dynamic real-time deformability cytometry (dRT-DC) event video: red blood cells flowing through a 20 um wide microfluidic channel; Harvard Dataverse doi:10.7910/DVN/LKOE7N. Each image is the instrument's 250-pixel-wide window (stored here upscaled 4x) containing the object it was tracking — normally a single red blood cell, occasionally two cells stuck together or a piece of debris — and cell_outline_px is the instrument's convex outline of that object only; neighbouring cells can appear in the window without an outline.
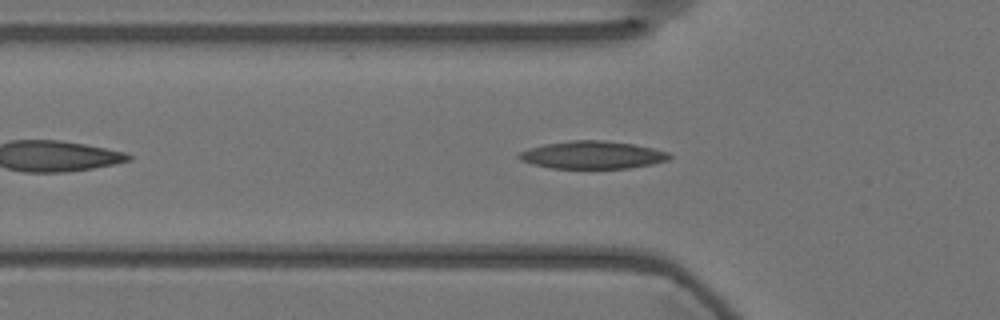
{"species": "Egyptian fruit bat (a non-hibernating species)", "species_latin": "Rousettus aegyptiacus", "temperature_condition": "warm", "stored_images_in_passage": 46, "camera_frame_rate_fps": 3000, "um_per_image_px": 0.085, "animal": {"sex": "female"}, "frame": {"image": 1, "passage_image": 7, "time_ms": 2.0, "image_size_px": [1000, 320], "cell_outline_px": [[672, 156], [668, 160], [652, 164], [628, 168], [552, 168], [532, 164], [520, 160], [516, 156], [520, 152], [528, 148], [544, 144], [572, 140], [604, 140], [632, 144], [652, 148], [668, 152]], "centroid_in_image_um": [50.33, 13.17], "position_along_channel_um": 75.5, "area_um2": 24.22}}
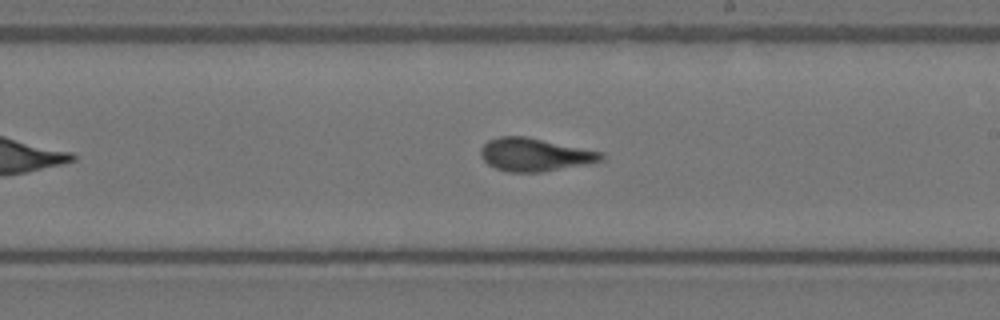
{"frame": {"image": 2, "passage_image": 21, "time_ms": 6.667, "image_size_px": [1000, 320], "cell_outline_px": [[604, 160], [588, 164], [540, 172], [508, 172], [496, 168], [488, 164], [480, 156], [480, 148], [488, 140], [500, 136], [524, 136], [604, 152]], "centroid_in_image_um": [45.46, 13.15], "position_along_channel_um": 243.5, "area_um2": 23.24}}
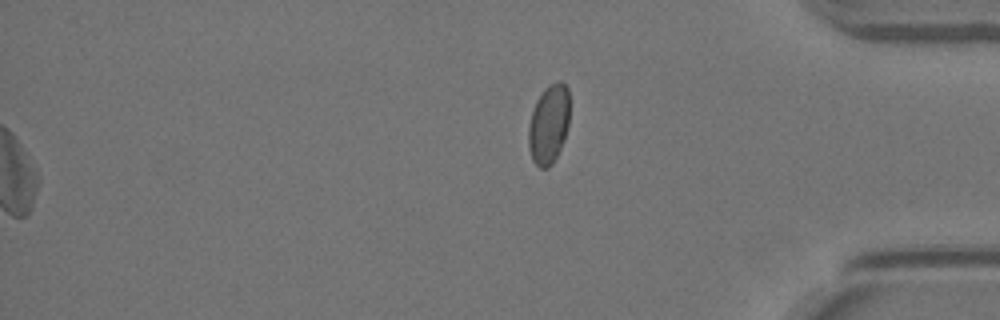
{"frame": {"image": 3, "passage_image": 46, "time_ms": 15.0, "image_size_px": [1000, 320], "cell_outline_px": [[568, 124], [564, 140], [552, 164], [548, 168], [540, 168], [532, 160], [528, 148], [528, 128], [532, 112], [536, 100], [544, 88], [548, 84], [556, 80], [560, 80], [568, 88]], "centroid_in_image_um": [46.62, 10.54], "position_along_channel_um": 388.6, "area_um2": 19.07}, "authors_computed_cell_mechanics": {"area_um2": 23.12, "velocity_mm_per_s": 3.5762, "shape_relaxation_time_tau1_ms": 4.4643, "shape_relaxation_time_tau2_ms": 2.3788, "deformation_change_tau1": 0.1607, "deformation_change_tau2": 0.0855}}